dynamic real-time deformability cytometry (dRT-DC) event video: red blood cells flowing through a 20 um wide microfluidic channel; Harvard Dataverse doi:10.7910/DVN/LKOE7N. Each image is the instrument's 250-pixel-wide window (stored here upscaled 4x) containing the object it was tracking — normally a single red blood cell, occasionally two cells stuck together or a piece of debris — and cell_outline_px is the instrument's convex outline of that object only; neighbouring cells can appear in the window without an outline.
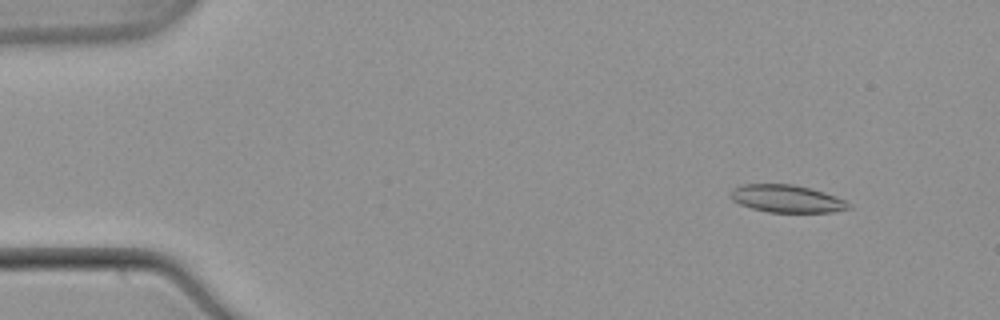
{"species": "common noctule bat (a hibernating species)", "species_latin": "Nyctalus noctula", "temperature_condition": "warm", "stored_images_in_passage": 21, "camera_frame_rate_fps": 3000, "um_per_image_px": 0.085, "animal": {"sex": "male", "body_mass_g": 21.5, "forearm_length_mm": 52.0}, "frame": {"image": 1, "passage_image": 5, "time_ms": 1.333, "image_size_px": [1000, 320], "cell_outline_px": [[852, 208], [832, 212], [768, 212], [752, 208], [740, 204], [732, 200], [732, 188], [740, 184], [792, 184], [812, 188], [824, 192], [844, 200], [852, 204]], "centroid_in_image_um": [66.89, 16.88], "position_along_channel_um": 18.1, "area_um2": 18.96}}
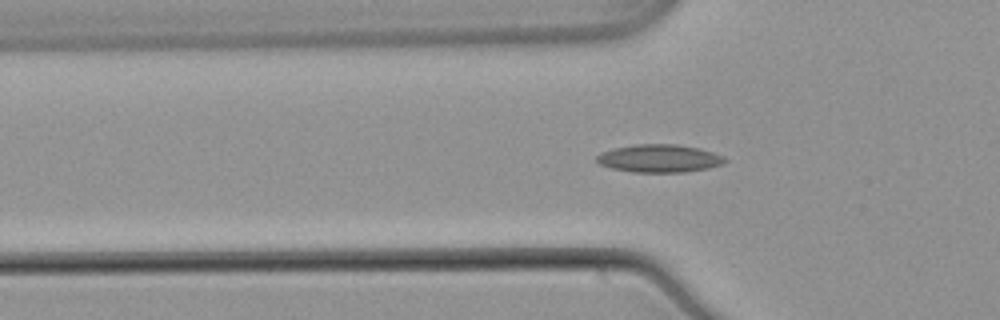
{"frame": {"image": 2, "passage_image": 17, "time_ms": 5.333, "image_size_px": [1000, 320], "cell_outline_px": [[728, 160], [724, 164], [708, 168], [684, 172], [632, 172], [612, 168], [600, 164], [596, 160], [596, 156], [600, 152], [616, 148], [636, 144], [676, 144], [700, 148], [724, 156]], "centroid_in_image_um": [56.07, 13.46], "position_along_channel_um": 69.7, "area_um2": 20.87}}
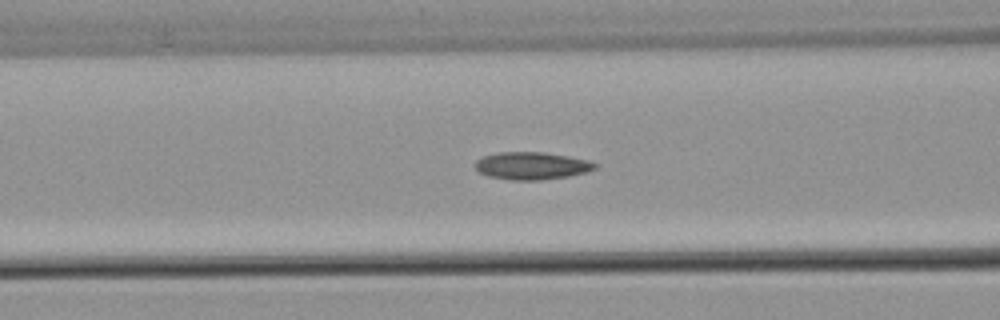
{"frame": {"image": 3, "passage_image": 21, "time_ms": 6.667, "image_size_px": [1000, 320], "cell_outline_px": [[596, 168], [588, 172], [568, 176], [540, 180], [512, 180], [488, 176], [480, 172], [476, 168], [476, 160], [484, 156], [500, 152], [544, 152], [568, 156], [588, 160], [596, 164]], "centroid_in_image_um": [45.21, 14.09], "position_along_channel_um": 121.4, "area_um2": 19.07}}